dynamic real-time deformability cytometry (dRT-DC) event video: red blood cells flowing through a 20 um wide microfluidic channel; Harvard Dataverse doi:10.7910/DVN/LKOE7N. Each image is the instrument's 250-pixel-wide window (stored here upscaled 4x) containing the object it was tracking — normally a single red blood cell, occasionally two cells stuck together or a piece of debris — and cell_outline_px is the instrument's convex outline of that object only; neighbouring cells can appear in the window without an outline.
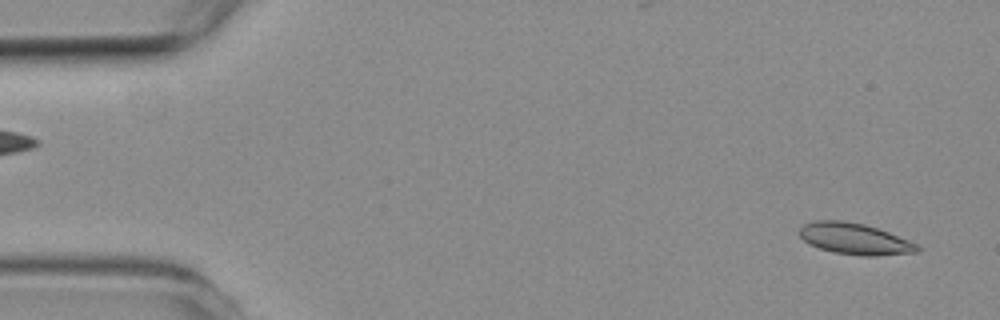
{"species": "common noctule bat (a hibernating species)", "species_latin": "Nyctalus noctula", "temperature_condition": "room temperature", "stored_images_in_passage": 4, "segment_of_instrument_passage": [2, 2], "camera_frame_rate_fps": 3000, "um_per_image_px": 0.085, "animal": {"sex": "female", "body_mass_g": 19.3, "forearm_length_mm": 54.1}, "frame": {"image": 1, "passage_image": 4, "time_ms": 3.667, "image_size_px": [1000, 320], "cell_outline_px": [[920, 248], [916, 252], [876, 256], [860, 256], [836, 252], [820, 248], [808, 244], [800, 236], [800, 228], [804, 224], [816, 220], [844, 220], [864, 224], [888, 232], [908, 240], [916, 244]], "centroid_in_image_um": [72.63, 20.29], "position_along_channel_um": 12.4, "area_um2": 21.27}}